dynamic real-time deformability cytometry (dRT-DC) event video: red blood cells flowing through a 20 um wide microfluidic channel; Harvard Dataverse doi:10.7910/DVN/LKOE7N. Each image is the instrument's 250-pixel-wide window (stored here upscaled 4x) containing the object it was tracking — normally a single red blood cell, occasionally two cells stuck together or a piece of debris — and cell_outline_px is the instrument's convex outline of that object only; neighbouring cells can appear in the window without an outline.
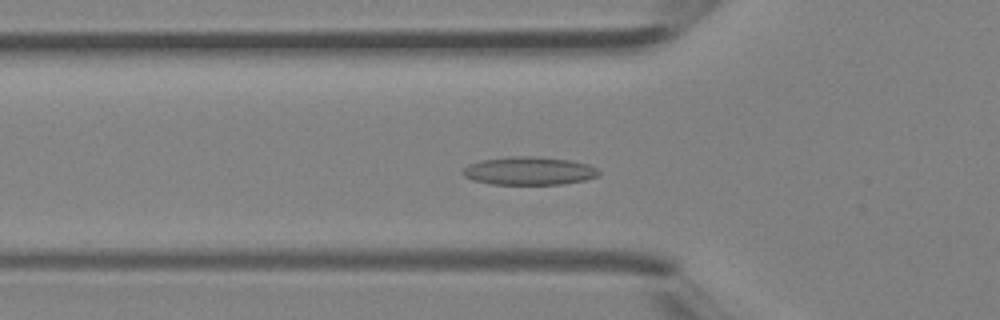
{"species": "Egyptian fruit bat (a non-hibernating species)", "species_latin": "Rousettus aegyptiacus", "temperature_condition": "room temperature", "stored_images_in_passage": 36, "camera_frame_rate_fps": 3000, "um_per_image_px": 0.085, "animal": {"sex": "female"}, "frame": {"image": 1, "passage_image": 10, "time_ms": 3.0, "image_size_px": [1000, 320], "cell_outline_px": [[600, 176], [584, 180], [560, 184], [492, 184], [472, 180], [464, 176], [460, 172], [468, 164], [480, 160], [508, 156], [540, 156], [568, 160], [588, 164], [596, 168], [600, 172]], "centroid_in_image_um": [44.94, 14.51], "position_along_channel_um": 80.9, "area_um2": 22.48}}
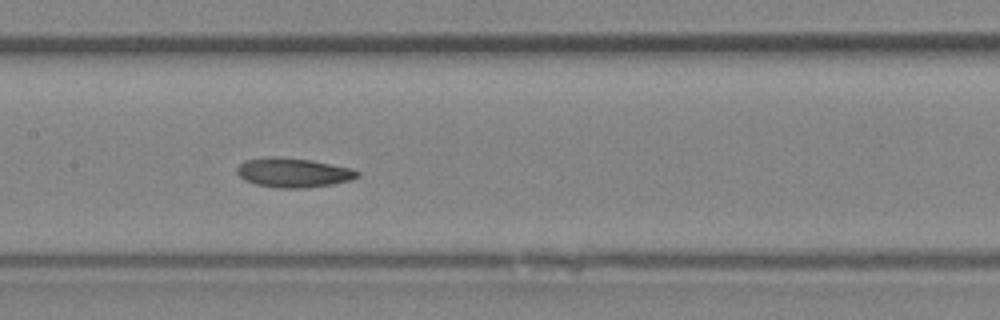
{"frame": {"image": 2, "passage_image": 16, "time_ms": 5.0, "image_size_px": [1000, 320], "cell_outline_px": [[360, 176], [352, 180], [332, 184], [304, 188], [280, 188], [256, 184], [244, 180], [236, 172], [236, 168], [244, 160], [272, 156], [276, 156], [312, 160], [352, 168], [360, 172]], "centroid_in_image_um": [24.94, 14.67], "position_along_channel_um": 182.5, "area_um2": 20.75}}
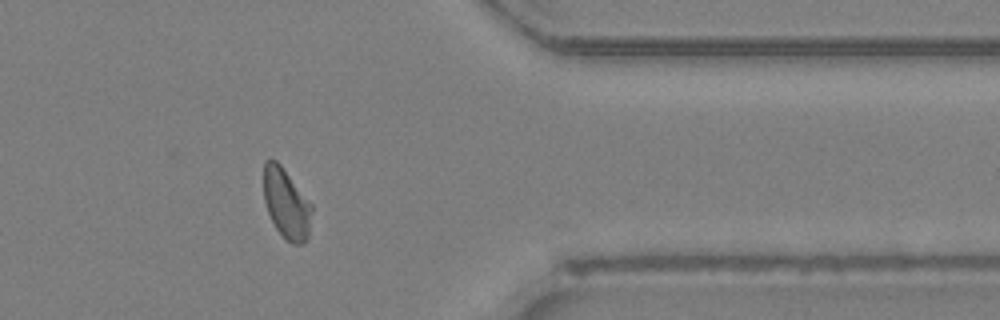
{"frame": {"image": 3, "passage_image": 29, "time_ms": 9.333, "image_size_px": [1000, 320], "cell_outline_px": [[312, 212], [308, 236], [304, 244], [292, 244], [276, 228], [268, 212], [264, 200], [264, 160], [276, 160], [280, 164], [312, 204]], "centroid_in_image_um": [24.35, 17.31], "position_along_channel_um": 387.1, "area_um2": 19.42}}